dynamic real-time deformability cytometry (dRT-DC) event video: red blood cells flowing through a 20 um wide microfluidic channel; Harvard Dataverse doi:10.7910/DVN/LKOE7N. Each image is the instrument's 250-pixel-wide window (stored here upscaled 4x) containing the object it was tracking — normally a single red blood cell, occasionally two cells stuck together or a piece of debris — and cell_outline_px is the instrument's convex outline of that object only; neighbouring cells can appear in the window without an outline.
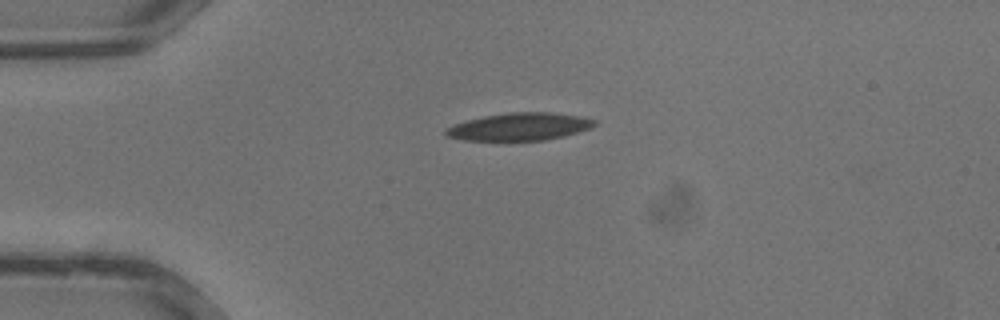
{"species": "common noctule bat (a hibernating species)", "species_latin": "Nyctalus noctula", "temperature_condition": "warm", "stored_images_in_passage": 9, "camera_frame_rate_fps": 3000, "um_per_image_px": 0.085, "animal": {"sex": "male", "body_mass_g": 13.3}, "frame": {"image": 1, "passage_image": 1, "time_ms": 0.0, "image_size_px": [1000, 320], "cell_outline_px": [[596, 124], [592, 128], [564, 136], [544, 140], [464, 140], [444, 136], [444, 128], [468, 120], [484, 116], [508, 112], [552, 112], [580, 116], [596, 120]], "centroid_in_image_um": [44.16, 10.76], "position_along_channel_um": 40.8, "area_um2": 23.93}}
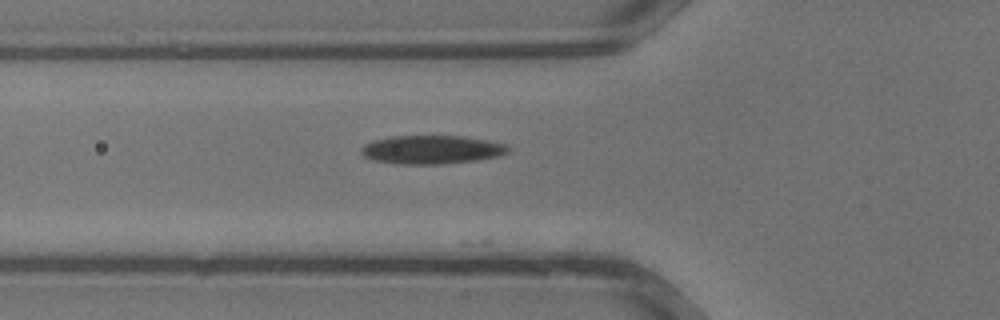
{"frame": {"image": 2, "passage_image": 5, "time_ms": 1.333, "image_size_px": [1000, 320], "cell_outline_px": [[508, 152], [500, 156], [476, 160], [440, 164], [400, 164], [372, 160], [364, 156], [360, 152], [360, 148], [364, 144], [372, 140], [392, 136], [464, 136], [508, 144]], "centroid_in_image_um": [36.67, 12.71], "position_along_channel_um": 89.1, "area_um2": 24.57}}